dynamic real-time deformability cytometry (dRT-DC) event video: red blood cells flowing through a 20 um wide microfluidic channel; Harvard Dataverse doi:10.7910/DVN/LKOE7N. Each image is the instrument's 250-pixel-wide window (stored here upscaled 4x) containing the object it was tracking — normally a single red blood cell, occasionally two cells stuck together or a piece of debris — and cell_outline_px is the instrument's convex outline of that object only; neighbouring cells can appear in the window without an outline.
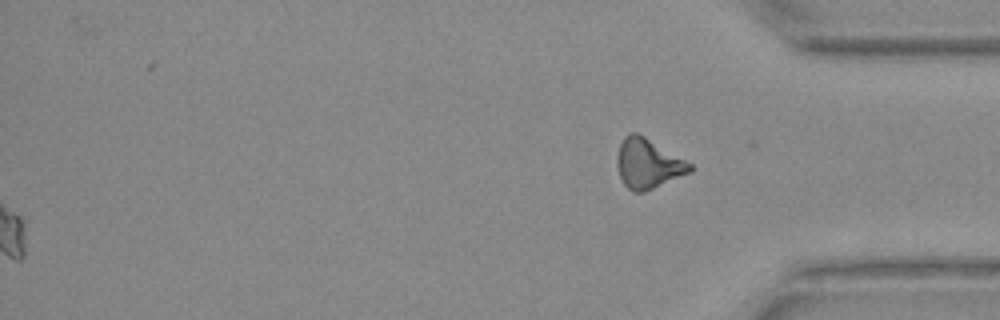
{"species": "Egyptian fruit bat (a non-hibernating species)", "species_latin": "Rousettus aegyptiacus", "temperature_condition": "warm", "stored_images_in_passage": 40, "segment_of_instrument_passage": [2, 2], "camera_frame_rate_fps": 3000, "um_per_image_px": 0.085, "animal": {"sex": "female"}, "frame": {"image": 1, "passage_image": 40, "time_ms": 13.0, "image_size_px": [1000, 320], "cell_outline_px": [[692, 172], [644, 192], [632, 192], [620, 180], [616, 164], [616, 156], [620, 144], [624, 136], [632, 132], [636, 132], [644, 136], [692, 164]], "centroid_in_image_um": [55.05, 13.92], "position_along_channel_um": 380.2, "area_um2": 21.15}}